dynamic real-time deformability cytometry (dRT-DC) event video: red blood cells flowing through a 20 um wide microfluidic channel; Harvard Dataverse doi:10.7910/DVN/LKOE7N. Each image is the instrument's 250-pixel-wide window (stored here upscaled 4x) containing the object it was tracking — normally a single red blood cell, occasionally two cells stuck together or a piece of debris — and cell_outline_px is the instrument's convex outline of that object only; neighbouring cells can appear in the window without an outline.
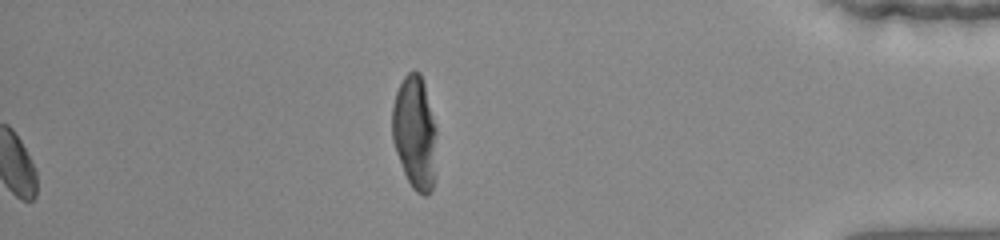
{"species": "common noctule bat (a hibernating species)", "species_latin": "Nyctalus noctula", "temperature_condition": "warm", "stored_images_in_passage": 39, "segment_of_instrument_passage": [2, 2], "camera_frame_rate_fps": 3000, "um_per_image_px": 0.085, "animal": {"sex": "female", "body_mass_g": 22.0, "forearm_length_mm": 56.7}, "frame": {"image": 1, "passage_image": 39, "time_ms": 12.667, "image_size_px": [1000, 240], "cell_outline_px": [[436, 176], [432, 192], [428, 196], [424, 196], [416, 192], [412, 188], [404, 172], [396, 152], [392, 140], [392, 108], [396, 92], [404, 76], [412, 68], [420, 72], [424, 84], [436, 128]], "centroid_in_image_um": [35.27, 11.32], "position_along_channel_um": 399.9, "area_um2": 29.88}}